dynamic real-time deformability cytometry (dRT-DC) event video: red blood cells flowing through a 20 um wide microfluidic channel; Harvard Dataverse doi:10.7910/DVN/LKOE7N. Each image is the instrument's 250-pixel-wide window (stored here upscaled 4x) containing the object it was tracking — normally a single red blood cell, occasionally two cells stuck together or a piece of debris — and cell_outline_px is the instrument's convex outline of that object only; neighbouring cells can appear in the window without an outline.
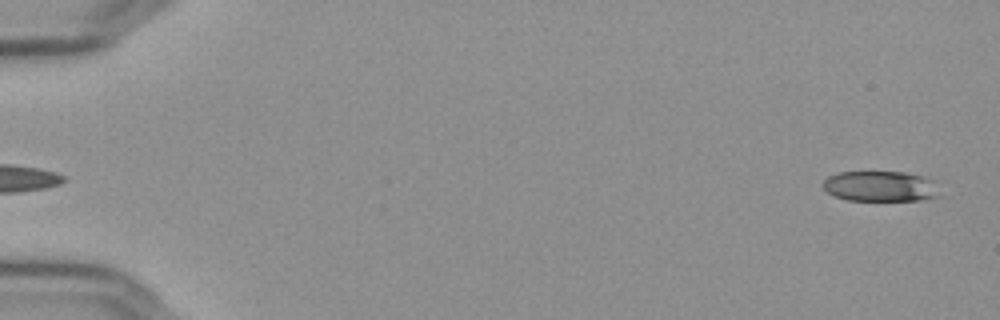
{"species": "Egyptian fruit bat (a non-hibernating species)", "species_latin": "Rousettus aegyptiacus", "temperature_condition": "cold", "stored_images_in_passage": 56, "camera_frame_rate_fps": 3000, "um_per_image_px": 0.085, "frame": {"image": 1, "passage_image": 2, "time_ms": 0.333, "image_size_px": [1000, 320], "cell_outline_px": [[948, 196], [924, 200], [848, 200], [836, 196], [828, 192], [820, 184], [828, 176], [840, 172], [904, 172], [924, 176], [936, 180]], "centroid_in_image_um": [75.02, 15.84], "position_along_channel_um": 10.0, "area_um2": 21.5}}
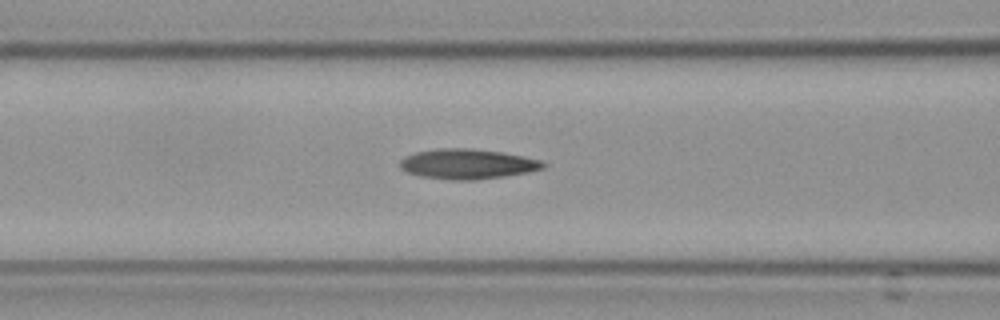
{"frame": {"image": 2, "passage_image": 24, "time_ms": 7.667, "image_size_px": [1000, 320], "cell_outline_px": [[548, 164], [544, 168], [528, 172], [504, 176], [476, 180], [452, 180], [424, 176], [408, 172], [400, 168], [400, 160], [404, 156], [416, 152], [436, 148], [472, 148], [500, 152], [540, 160]], "centroid_in_image_um": [39.73, 13.93], "position_along_channel_um": 126.9, "area_um2": 24.91}}
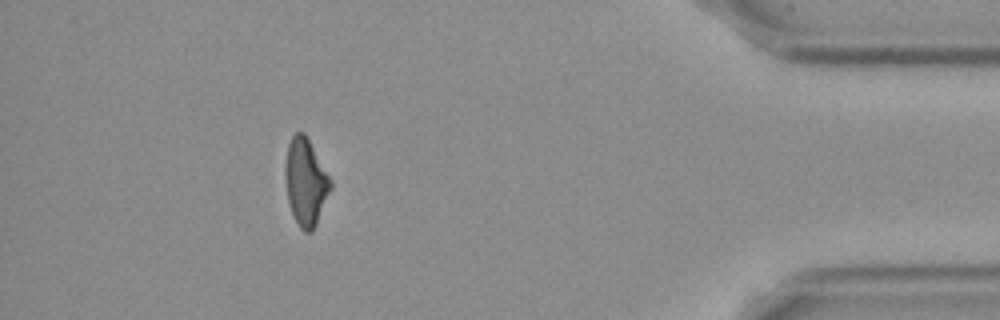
{"frame": {"image": 3, "passage_image": 51, "time_ms": 16.667, "image_size_px": [1000, 320], "cell_outline_px": [[332, 188], [316, 224], [312, 232], [304, 232], [300, 228], [292, 212], [288, 200], [284, 172], [284, 168], [288, 144], [292, 136], [296, 132], [304, 132], [332, 180]], "centroid_in_image_um": [25.98, 15.46], "position_along_channel_um": 409.2, "area_um2": 22.89}, "authors_computed_cell_mechanics": {"area_um2": 23.6402, "velocity_mm_per_s": 3.6607, "shape_relaxation_time_tau1_ms": 7.1448, "shape_relaxation_time_tau2_ms": 3.4359, "deformation_change_tau1": 0.1776, "deformation_change_tau2": 0.1213}}